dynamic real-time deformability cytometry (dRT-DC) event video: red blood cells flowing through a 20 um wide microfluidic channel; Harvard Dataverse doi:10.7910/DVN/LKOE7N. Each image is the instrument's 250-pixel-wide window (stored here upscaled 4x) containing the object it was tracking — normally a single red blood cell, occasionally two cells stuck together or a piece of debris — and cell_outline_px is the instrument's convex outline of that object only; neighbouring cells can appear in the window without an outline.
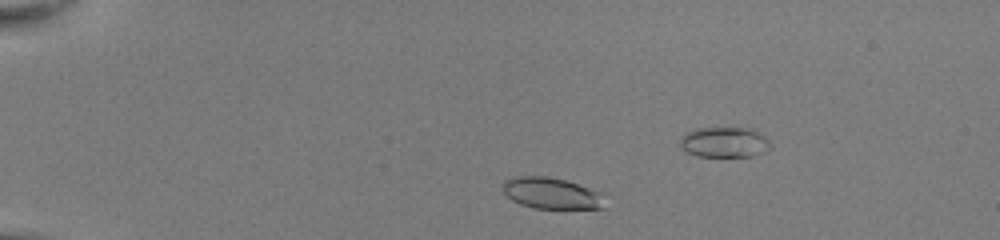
{"species": "common noctule bat (a hibernating species)", "species_latin": "Nyctalus noctula", "temperature_condition": "room temperature", "stored_images_in_passage": 35, "camera_frame_rate_fps": 3000, "um_per_image_px": 0.085, "animal": {"sex": "female", "body_mass_g": 22.0, "forearm_length_mm": 56.7}, "frame": {"image": 1, "passage_image": 1, "time_ms": 0.0, "image_size_px": [1000, 240], "cell_outline_px": [[604, 208], [532, 208], [520, 204], [512, 200], [504, 192], [504, 180], [516, 176], [544, 176], [564, 180], [600, 192]], "centroid_in_image_um": [46.82, 16.43], "position_along_channel_um": 38.2, "area_um2": 18.15}}
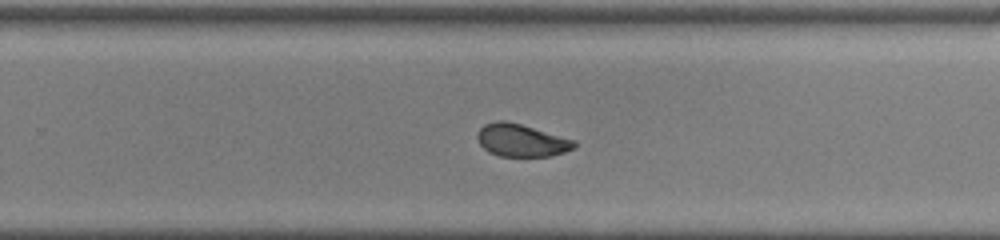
{"frame": {"image": 2, "passage_image": 24, "time_ms": 7.667, "image_size_px": [1000, 240], "cell_outline_px": [[576, 148], [552, 156], [500, 156], [488, 152], [480, 144], [476, 136], [476, 132], [484, 124], [496, 120], [504, 120], [520, 124], [576, 140]], "centroid_in_image_um": [44.31, 11.93], "position_along_channel_um": 285.5, "area_um2": 18.5}}
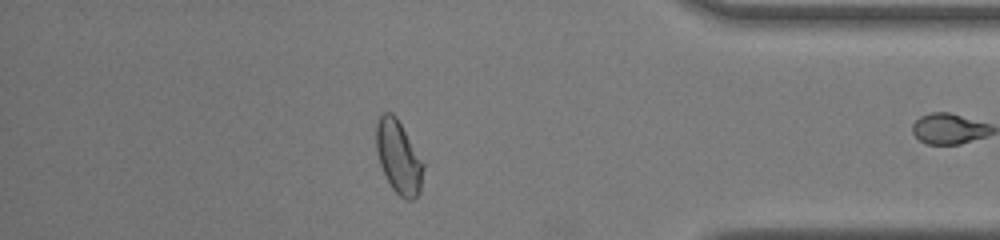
{"frame": {"image": 3, "passage_image": 34, "time_ms": 11.0, "image_size_px": [1000, 240], "cell_outline_px": [[424, 168], [420, 192], [412, 200], [404, 200], [392, 188], [380, 164], [376, 148], [376, 124], [380, 116], [384, 112], [392, 112], [396, 116], [424, 164]], "centroid_in_image_um": [33.88, 13.36], "position_along_channel_um": 401.3, "area_um2": 19.83}}